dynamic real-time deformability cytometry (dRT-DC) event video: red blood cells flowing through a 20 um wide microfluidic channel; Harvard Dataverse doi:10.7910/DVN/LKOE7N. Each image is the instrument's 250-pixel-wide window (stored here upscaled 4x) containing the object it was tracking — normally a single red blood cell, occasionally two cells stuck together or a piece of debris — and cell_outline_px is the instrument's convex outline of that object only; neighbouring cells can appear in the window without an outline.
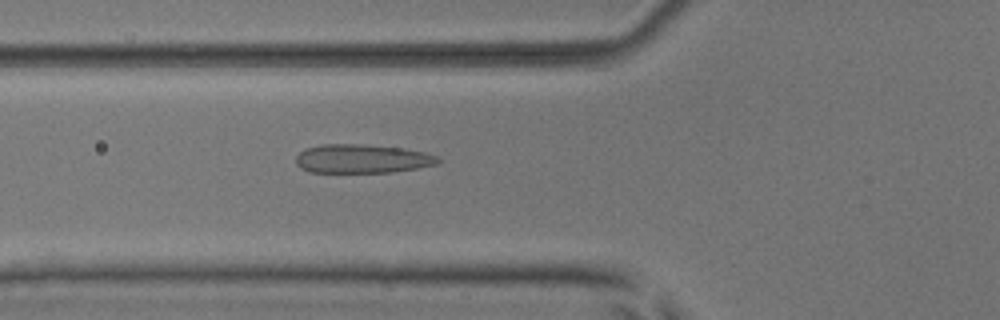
{"species": "common noctule bat (a hibernating species)", "species_latin": "Nyctalus noctula", "temperature_condition": "room temperature", "stored_images_in_passage": 52, "camera_frame_rate_fps": 3000, "um_per_image_px": 0.085, "animal": {"sex": "male", "body_mass_g": 17.9, "forearm_length_mm": 54.2}, "frame": {"image": 1, "passage_image": 19, "time_ms": 6.0, "image_size_px": [1000, 320], "cell_outline_px": [[440, 160], [436, 164], [416, 168], [392, 172], [308, 172], [300, 168], [296, 164], [296, 156], [304, 148], [324, 144], [360, 144], [404, 148], [424, 152], [436, 156]], "centroid_in_image_um": [30.73, 13.49], "position_along_channel_um": 95.1, "area_um2": 23.81}}
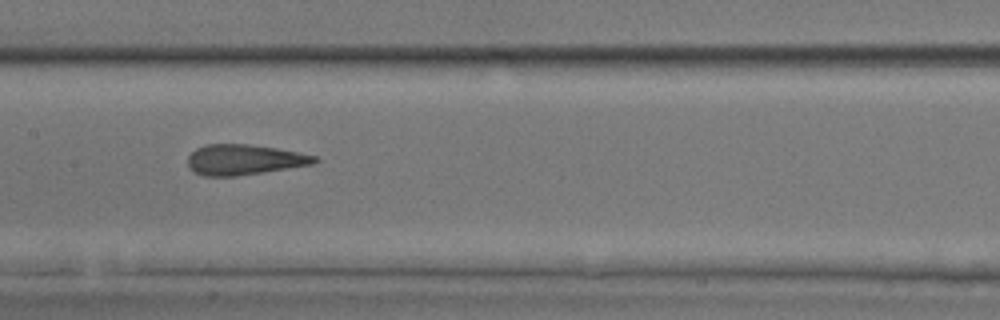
{"frame": {"image": 2, "passage_image": 26, "time_ms": 8.333, "image_size_px": [1000, 320], "cell_outline_px": [[320, 160], [312, 164], [264, 172], [236, 176], [204, 176], [196, 172], [188, 164], [188, 156], [196, 148], [204, 144], [248, 144], [276, 148], [316, 156]], "centroid_in_image_um": [20.75, 13.57], "position_along_channel_um": 186.7, "area_um2": 22.25}}
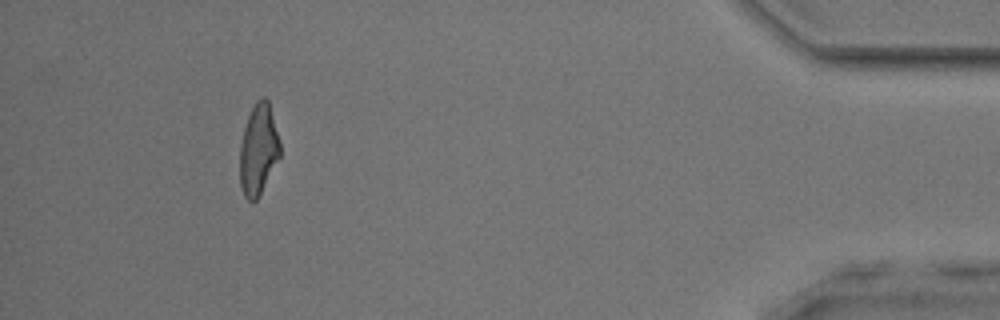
{"frame": {"image": 3, "passage_image": 48, "time_ms": 15.667, "image_size_px": [1000, 320], "cell_outline_px": [[280, 156], [256, 200], [248, 200], [244, 196], [240, 184], [240, 144], [244, 128], [248, 116], [256, 100], [264, 96], [268, 100], [280, 144]], "centroid_in_image_um": [21.95, 12.69], "position_along_channel_um": 413.3, "area_um2": 20.87}, "authors_computed_cell_mechanics": {"area_um2": 23.2645, "velocity_mm_per_s": 3.9111, "shape_relaxation_time_tau1_ms": null, "shape_relaxation_time_tau2_ms": 1.2666, "deformation_change_tau1": null, "deformation_change_tau2": 0.0978}}